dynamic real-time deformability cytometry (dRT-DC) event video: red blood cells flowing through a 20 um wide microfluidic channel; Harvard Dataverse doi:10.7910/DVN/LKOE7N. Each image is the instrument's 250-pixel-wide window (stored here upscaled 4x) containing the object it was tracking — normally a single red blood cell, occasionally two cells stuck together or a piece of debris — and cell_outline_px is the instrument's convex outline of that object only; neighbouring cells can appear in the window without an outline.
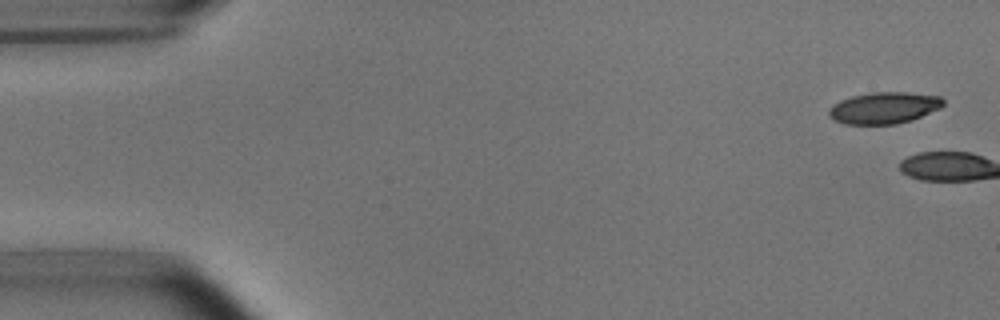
{"species": "common noctule bat (a hibernating species)", "species_latin": "Nyctalus noctula", "temperature_condition": "room temperature", "stored_images_in_passage": 6, "camera_frame_rate_fps": 3000, "um_per_image_px": 0.085, "animal": {"sex": "male", "body_mass_g": 15.6}, "frame": {"image": 1, "passage_image": 1, "time_ms": 0.0, "image_size_px": [1000, 320], "cell_outline_px": [[944, 104], [940, 108], [912, 120], [896, 124], [844, 124], [828, 116], [828, 112], [832, 104], [840, 100], [852, 96], [872, 92], [904, 92], [940, 96], [944, 100]], "centroid_in_image_um": [75.13, 9.17], "position_along_channel_um": 9.9, "area_um2": 21.04}}